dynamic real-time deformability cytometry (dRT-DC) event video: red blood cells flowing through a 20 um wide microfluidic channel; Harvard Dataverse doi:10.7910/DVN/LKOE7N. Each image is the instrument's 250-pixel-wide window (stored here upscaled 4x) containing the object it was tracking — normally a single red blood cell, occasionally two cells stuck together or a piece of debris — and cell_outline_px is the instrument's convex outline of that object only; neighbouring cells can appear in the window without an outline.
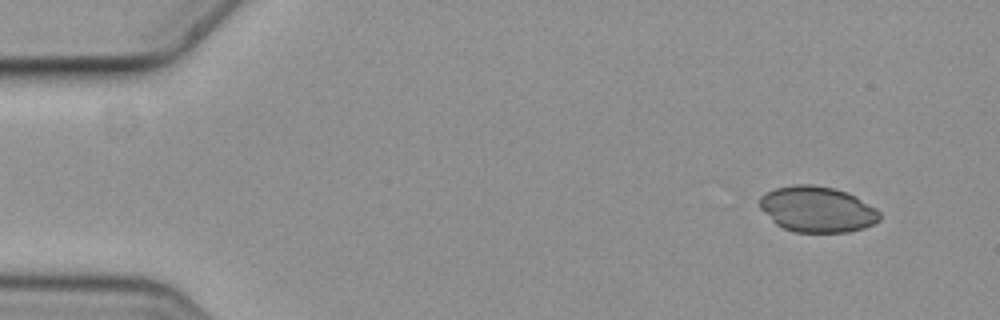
{"species": "common noctule bat (a hibernating species)", "species_latin": "Nyctalus noctula", "temperature_condition": "cold", "stored_images_in_passage": 14, "camera_frame_rate_fps": 3000, "um_per_image_px": 0.085, "animal": {"sex": "female", "body_mass_g": 19.3, "forearm_length_mm": 54.1}, "frame": {"image": 1, "passage_image": 1, "time_ms": 0.0, "image_size_px": [1000, 320], "cell_outline_px": [[880, 220], [864, 228], [848, 232], [792, 232], [776, 224], [760, 208], [760, 196], [776, 188], [800, 184], [808, 184], [832, 188], [844, 192], [876, 208], [880, 212]], "centroid_in_image_um": [69.45, 17.81], "position_along_channel_um": 15.5, "area_um2": 31.56}}